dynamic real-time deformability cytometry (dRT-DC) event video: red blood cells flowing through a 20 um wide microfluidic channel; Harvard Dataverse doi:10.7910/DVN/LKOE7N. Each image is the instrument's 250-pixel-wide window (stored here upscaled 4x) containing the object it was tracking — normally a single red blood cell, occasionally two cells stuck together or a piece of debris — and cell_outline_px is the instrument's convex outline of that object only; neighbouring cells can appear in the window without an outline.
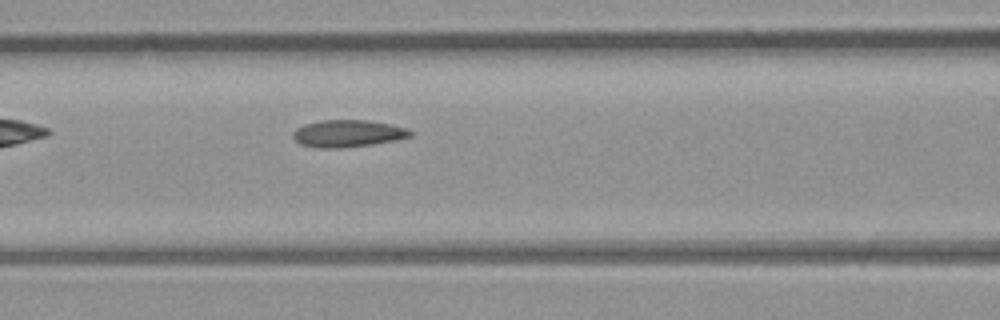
{"species": "common noctule bat (a hibernating species)", "species_latin": "Nyctalus noctula", "temperature_condition": "room temperature", "stored_images_in_passage": 8, "camera_frame_rate_fps": 3000, "um_per_image_px": 0.085, "animal": {"sex": "male", "body_mass_g": 23.1, "forearm_length_mm": 52.7}, "frame": {"image": 1, "passage_image": 8, "time_ms": 2.333, "image_size_px": [1000, 320], "cell_outline_px": [[412, 136], [396, 140], [372, 144], [340, 148], [316, 148], [300, 144], [292, 136], [292, 132], [296, 128], [304, 124], [320, 120], [368, 120], [408, 128], [412, 132]], "centroid_in_image_um": [29.54, 11.34], "position_along_channel_um": 137.1, "area_um2": 18.61}}